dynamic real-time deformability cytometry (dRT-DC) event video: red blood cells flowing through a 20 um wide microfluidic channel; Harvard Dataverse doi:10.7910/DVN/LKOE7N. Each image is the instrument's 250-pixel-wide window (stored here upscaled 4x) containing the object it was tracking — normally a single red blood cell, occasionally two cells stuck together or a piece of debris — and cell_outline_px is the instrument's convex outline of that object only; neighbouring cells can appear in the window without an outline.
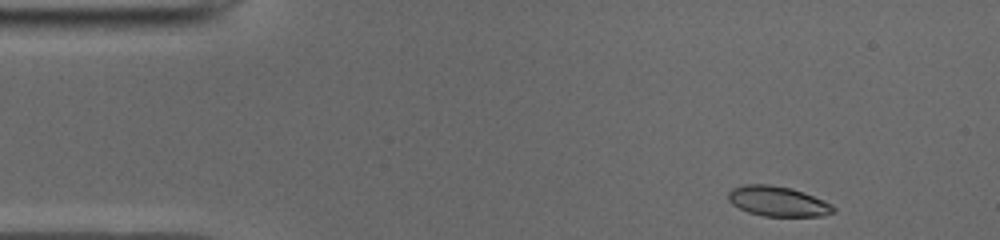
{"species": "common noctule bat (a hibernating species)", "species_latin": "Nyctalus noctula", "temperature_condition": "cold", "stored_images_in_passage": 46, "camera_frame_rate_fps": 3000, "um_per_image_px": 0.085, "animal": {"sex": "male", "body_mass_g": 19.0, "forearm_length_mm": 50.8}, "frame": {"image": 1, "passage_image": 1, "time_ms": 0.0, "image_size_px": [1000, 240], "cell_outline_px": [[836, 212], [824, 216], [764, 216], [748, 212], [732, 204], [728, 200], [728, 192], [732, 188], [744, 184], [768, 184], [792, 188], [804, 192], [824, 200], [832, 204], [836, 208]], "centroid_in_image_um": [66.14, 17.11], "position_along_channel_um": 18.9, "area_um2": 18.61}}
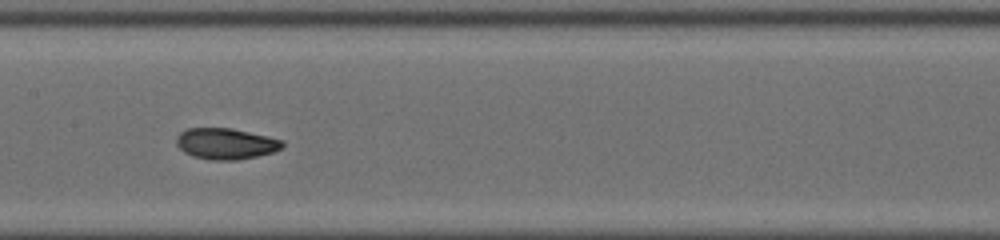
{"frame": {"image": 2, "passage_image": 20, "time_ms": 6.333, "image_size_px": [1000, 240], "cell_outline_px": [[284, 144], [280, 148], [272, 152], [256, 156], [236, 160], [208, 160], [192, 156], [184, 152], [176, 144], [176, 136], [180, 132], [188, 128], [232, 128], [268, 136], [280, 140]], "centroid_in_image_um": [19.14, 12.21], "position_along_channel_um": 188.3, "area_um2": 19.13}}
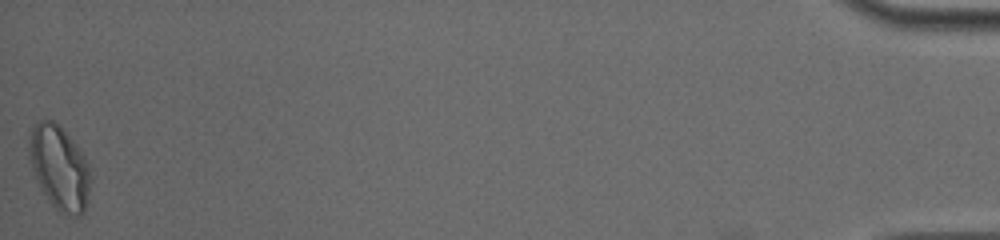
{"frame": {"image": 3, "passage_image": 46, "time_ms": 15.0, "image_size_px": [1000, 240], "cell_outline_px": [[92, 176], [88, 200], [84, 212], [80, 216], [64, 216], [52, 204], [40, 188], [28, 152], [28, 128], [40, 120], [52, 120], [60, 124], [72, 140], [88, 164]], "centroid_in_image_um": [5.05, 14.25], "position_along_channel_um": 430.1, "area_um2": 30.35}, "authors_computed_cell_mechanics": {"area_um2": 19.0162, "velocity_mm_per_s": 3.947, "shape_relaxation_time_tau1_ms": 5.0844, "shape_relaxation_time_tau2_ms": 1.4225, "deformation_change_tau1": 0.1987, "deformation_change_tau2": 0.0595}}